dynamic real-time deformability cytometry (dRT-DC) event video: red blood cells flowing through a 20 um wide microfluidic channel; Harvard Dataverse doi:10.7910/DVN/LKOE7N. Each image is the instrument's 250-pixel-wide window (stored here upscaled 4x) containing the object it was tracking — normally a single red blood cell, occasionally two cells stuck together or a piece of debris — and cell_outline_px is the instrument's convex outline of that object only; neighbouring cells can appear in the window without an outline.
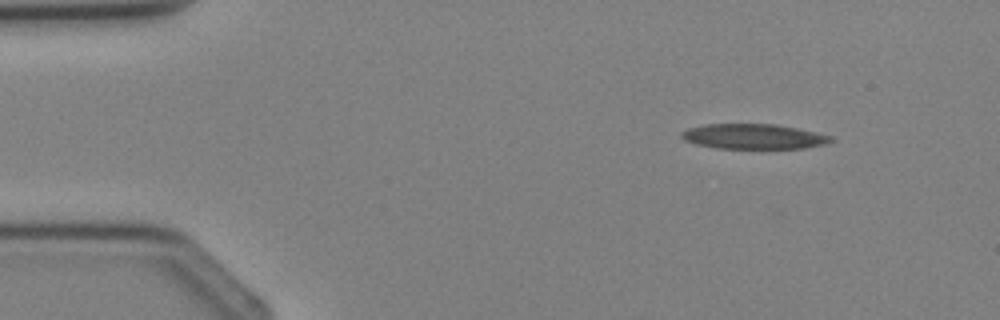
{"species": "Egyptian fruit bat (a non-hibernating species)", "species_latin": "Rousettus aegyptiacus", "temperature_condition": "cold", "stored_images_in_passage": 3, "camera_frame_rate_fps": 3000, "um_per_image_px": 0.085, "animal": {"sex": "female"}, "frame": {"image": 1, "passage_image": 1, "time_ms": 0.0, "image_size_px": [1000, 320], "cell_outline_px": [[832, 140], [828, 144], [804, 148], [716, 148], [696, 144], [684, 140], [680, 136], [680, 132], [688, 128], [704, 124], [776, 124], [796, 128], [832, 136]], "centroid_in_image_um": [64.02, 11.6], "position_along_channel_um": 21.0, "area_um2": 21.79}}
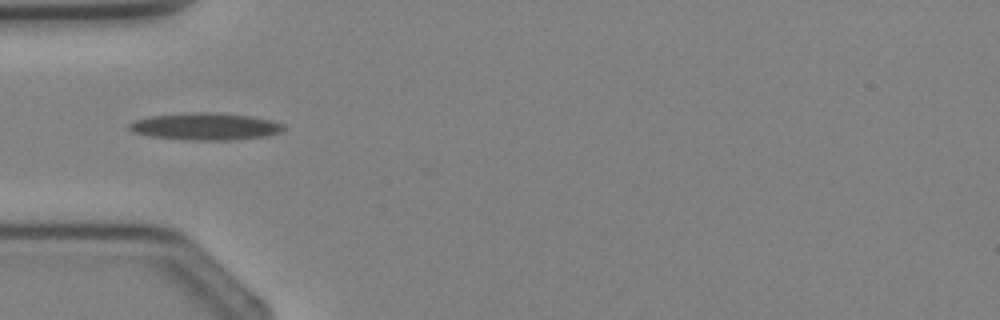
{"frame": {"image": 2, "passage_image": 3, "time_ms": 2.333, "image_size_px": [1000, 320], "cell_outline_px": [[284, 128], [280, 132], [268, 136], [232, 140], [184, 140], [148, 136], [132, 132], [128, 128], [128, 124], [132, 120], [152, 116], [188, 112], [220, 112], [252, 116], [272, 120], [284, 124]], "centroid_in_image_um": [17.44, 10.74], "position_along_channel_um": 67.6, "area_um2": 24.85}}